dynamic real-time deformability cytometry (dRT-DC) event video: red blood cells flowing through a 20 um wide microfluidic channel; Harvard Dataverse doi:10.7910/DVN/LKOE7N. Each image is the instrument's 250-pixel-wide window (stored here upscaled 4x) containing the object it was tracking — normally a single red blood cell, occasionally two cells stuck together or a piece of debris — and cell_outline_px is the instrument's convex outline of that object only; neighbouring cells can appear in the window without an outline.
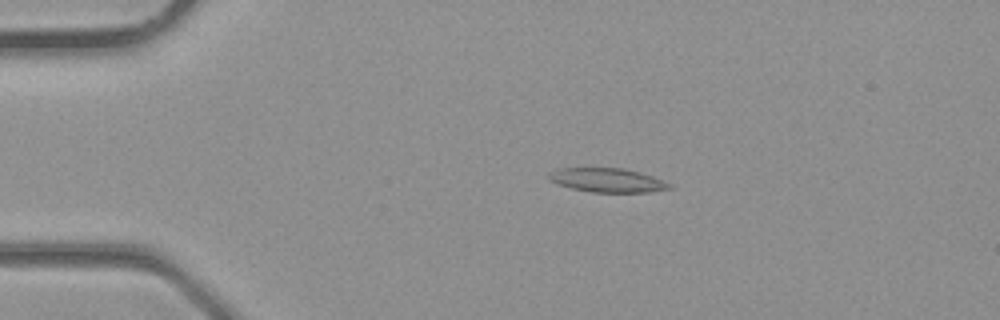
{"species": "common noctule bat (a hibernating species)", "species_latin": "Nyctalus noctula", "temperature_condition": "room temperature", "stored_images_in_passage": 4, "camera_frame_rate_fps": 3000, "um_per_image_px": 0.085, "animal": {"sex": "male", "body_mass_g": 23.1, "forearm_length_mm": 52.7}, "frame": {"image": 1, "passage_image": 2, "time_ms": 0.333, "image_size_px": [1000, 320], "cell_outline_px": [[672, 188], [648, 192], [592, 192], [572, 188], [548, 180], [548, 172], [560, 168], [624, 168], [640, 172], [652, 176], [668, 184]], "centroid_in_image_um": [51.57, 15.31], "position_along_channel_um": 33.4, "area_um2": 16.65}}